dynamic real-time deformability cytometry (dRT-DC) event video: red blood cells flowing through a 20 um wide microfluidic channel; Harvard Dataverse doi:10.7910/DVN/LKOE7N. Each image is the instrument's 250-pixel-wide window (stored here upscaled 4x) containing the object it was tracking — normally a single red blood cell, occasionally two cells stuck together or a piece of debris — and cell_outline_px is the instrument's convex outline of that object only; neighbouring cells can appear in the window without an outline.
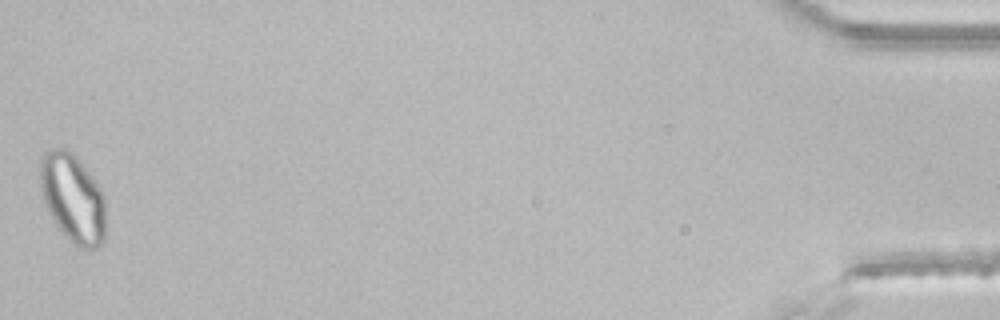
{"species": "common noctule bat (a hibernating species)", "species_latin": "Nyctalus noctula", "temperature_condition": "room temperature", "stored_images_in_passage": 47, "segment_of_instrument_passage": [2, 2], "camera_frame_rate_fps": 3000, "um_per_image_px": 0.085, "animal": {"sex": "male", "body_mass_g": 21.5, "forearm_length_mm": 52.0}, "frame": {"image": 1, "passage_image": 47, "time_ms": 15.333, "image_size_px": [1000, 320], "cell_outline_px": [[104, 240], [96, 248], [76, 248], [64, 236], [56, 224], [44, 200], [40, 188], [40, 156], [44, 152], [52, 148], [64, 148], [72, 152], [76, 156], [100, 184], [104, 196]], "centroid_in_image_um": [6.19, 16.82], "position_along_channel_um": 429.0, "area_um2": 34.16}}